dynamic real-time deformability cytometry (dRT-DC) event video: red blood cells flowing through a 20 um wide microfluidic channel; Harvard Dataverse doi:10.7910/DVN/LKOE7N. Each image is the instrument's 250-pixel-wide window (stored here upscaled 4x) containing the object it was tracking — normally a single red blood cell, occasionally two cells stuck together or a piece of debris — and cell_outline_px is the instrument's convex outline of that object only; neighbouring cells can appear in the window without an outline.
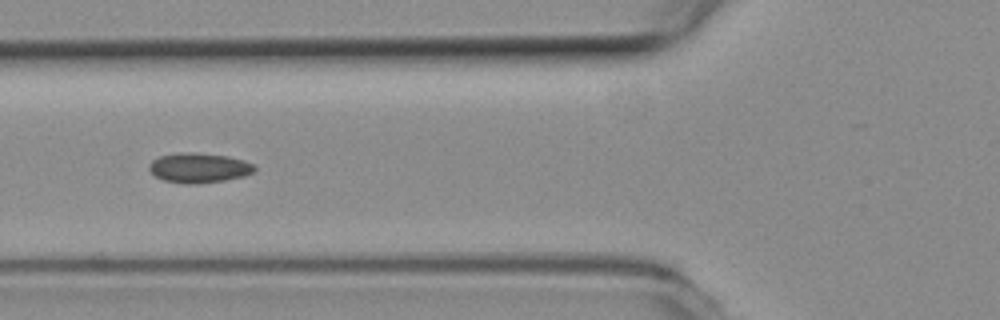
{"species": "common noctule bat (a hibernating species)", "species_latin": "Nyctalus noctula", "temperature_condition": "room temperature", "stored_images_in_passage": 19, "camera_frame_rate_fps": 3000, "um_per_image_px": 0.085, "animal": {"sex": "female", "body_mass_g": 19.3, "forearm_length_mm": 54.1}, "frame": {"image": 1, "passage_image": 9, "time_ms": 2.667, "image_size_px": [1000, 320], "cell_outline_px": [[256, 172], [244, 176], [224, 180], [200, 184], [184, 184], [164, 180], [156, 176], [148, 168], [148, 164], [152, 160], [160, 156], [176, 152], [196, 152], [228, 156], [244, 160], [256, 164]], "centroid_in_image_um": [16.94, 14.26], "position_along_channel_um": 108.9, "area_um2": 18.67}}
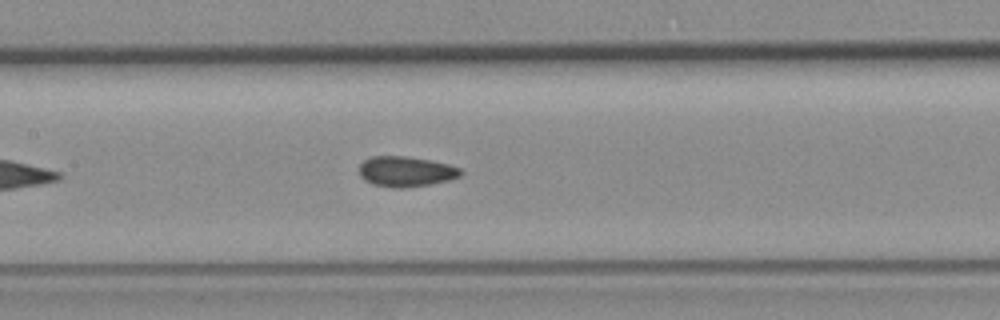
{"frame": {"image": 2, "passage_image": 14, "time_ms": 4.333, "image_size_px": [1000, 320], "cell_outline_px": [[464, 172], [460, 176], [448, 180], [428, 184], [400, 188], [392, 188], [372, 184], [364, 180], [360, 176], [360, 164], [364, 160], [372, 156], [404, 156], [428, 160], [448, 164], [460, 168]], "centroid_in_image_um": [34.48, 14.58], "position_along_channel_um": 172.9, "area_um2": 17.8}}